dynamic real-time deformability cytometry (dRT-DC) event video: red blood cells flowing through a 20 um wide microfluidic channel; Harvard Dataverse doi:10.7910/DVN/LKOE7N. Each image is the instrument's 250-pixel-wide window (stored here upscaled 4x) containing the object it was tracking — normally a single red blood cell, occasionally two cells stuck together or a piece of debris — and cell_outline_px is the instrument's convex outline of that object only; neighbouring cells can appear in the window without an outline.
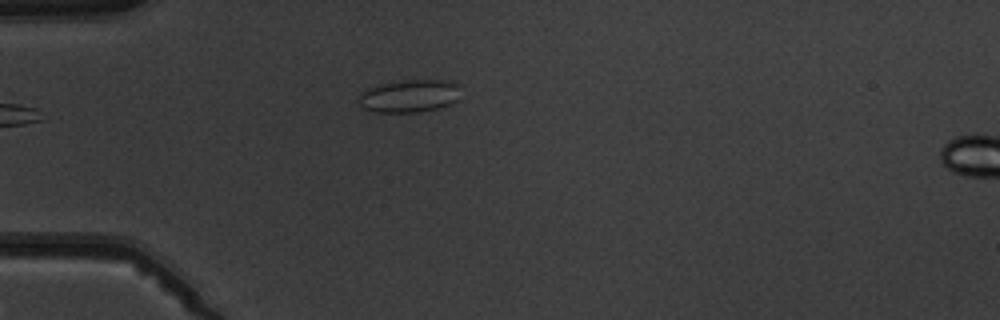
{"species": "common noctule bat (a hibernating species)", "species_latin": "Nyctalus noctula", "temperature_condition": "warm", "stored_images_in_passage": 2, "camera_frame_rate_fps": 3000, "um_per_image_px": 0.085, "animal": {"sex": "male", "body_mass_g": 19.5, "forearm_length_mm": 54.6}, "frame": {"image": 1, "passage_image": 2, "time_ms": 1.333, "image_size_px": [1000, 320], "cell_outline_px": [[456, 100], [440, 108], [420, 112], [372, 112], [364, 108], [360, 104], [360, 92], [368, 88], [380, 84], [408, 80], [444, 80], [456, 84]], "centroid_in_image_um": [34.73, 8.17], "position_along_channel_um": 50.3, "area_um2": 19.02}}